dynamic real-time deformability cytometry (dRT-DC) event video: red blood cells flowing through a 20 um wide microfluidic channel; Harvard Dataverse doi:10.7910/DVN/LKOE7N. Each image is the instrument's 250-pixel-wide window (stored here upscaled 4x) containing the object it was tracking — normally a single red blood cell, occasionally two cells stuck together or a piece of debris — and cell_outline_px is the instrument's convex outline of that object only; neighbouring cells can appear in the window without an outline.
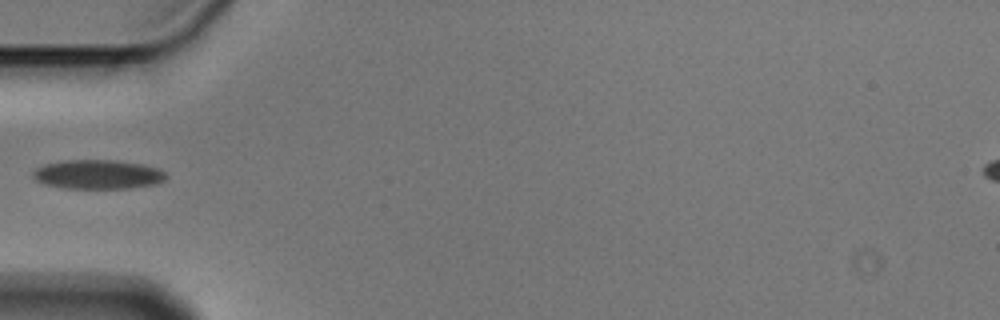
{"species": "Egyptian fruit bat (a non-hibernating species)", "species_latin": "Rousettus aegyptiacus", "temperature_condition": "cold", "stored_images_in_passage": 5, "camera_frame_rate_fps": 3000, "um_per_image_px": 0.085, "animal": {"sex": "male"}, "frame": {"image": 1, "passage_image": 5, "time_ms": 1.333, "image_size_px": [1000, 320], "cell_outline_px": [[168, 176], [164, 180], [156, 184], [128, 188], [64, 188], [44, 184], [36, 180], [32, 176], [32, 172], [36, 168], [44, 164], [64, 160], [116, 160], [140, 164], [156, 168], [164, 172]], "centroid_in_image_um": [8.29, 14.82], "position_along_channel_um": 76.7, "area_um2": 22.6}}